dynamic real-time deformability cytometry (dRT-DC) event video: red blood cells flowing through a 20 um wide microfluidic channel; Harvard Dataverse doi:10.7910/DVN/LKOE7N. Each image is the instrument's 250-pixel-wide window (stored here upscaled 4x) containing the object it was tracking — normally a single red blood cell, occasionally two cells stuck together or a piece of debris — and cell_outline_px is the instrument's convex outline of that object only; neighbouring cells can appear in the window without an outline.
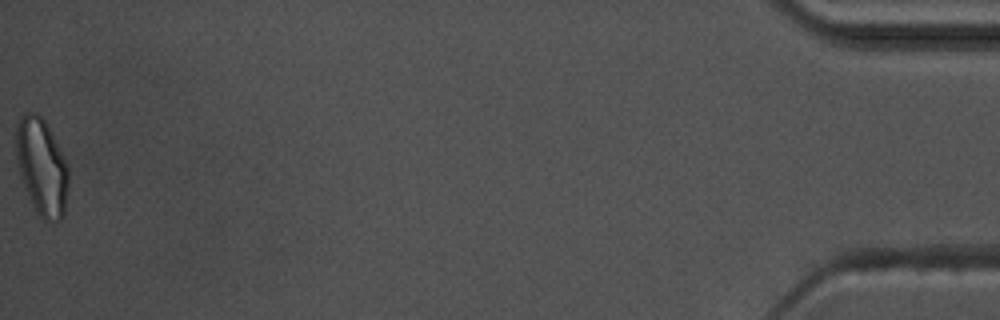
{"species": "common noctule bat (a hibernating species)", "species_latin": "Nyctalus noctula", "temperature_condition": "warm", "stored_images_in_passage": 57, "camera_frame_rate_fps": 3000, "um_per_image_px": 0.085, "animal": {"sex": "male", "body_mass_g": 17.5, "forearm_length_mm": 52.3}, "frame": {"image": 1, "passage_image": 57, "time_ms": 18.667, "image_size_px": [1000, 320], "cell_outline_px": [[68, 188], [64, 216], [60, 220], [44, 220], [36, 212], [28, 196], [20, 176], [16, 160], [12, 140], [16, 124], [20, 116], [24, 112], [36, 112], [48, 124], [68, 168]], "centroid_in_image_um": [3.49, 14.12], "position_along_channel_um": 431.7, "area_um2": 30.17}, "authors_computed_cell_mechanics": {"area_um2": 19.7098, "velocity_mm_per_s": 3.6316, "shape_relaxation_time_tau1_ms": 6.0568, "shape_relaxation_time_tau2_ms": 1.1428, "deformation_change_tau1": 0.1589, "deformation_change_tau2": 0.0661}}